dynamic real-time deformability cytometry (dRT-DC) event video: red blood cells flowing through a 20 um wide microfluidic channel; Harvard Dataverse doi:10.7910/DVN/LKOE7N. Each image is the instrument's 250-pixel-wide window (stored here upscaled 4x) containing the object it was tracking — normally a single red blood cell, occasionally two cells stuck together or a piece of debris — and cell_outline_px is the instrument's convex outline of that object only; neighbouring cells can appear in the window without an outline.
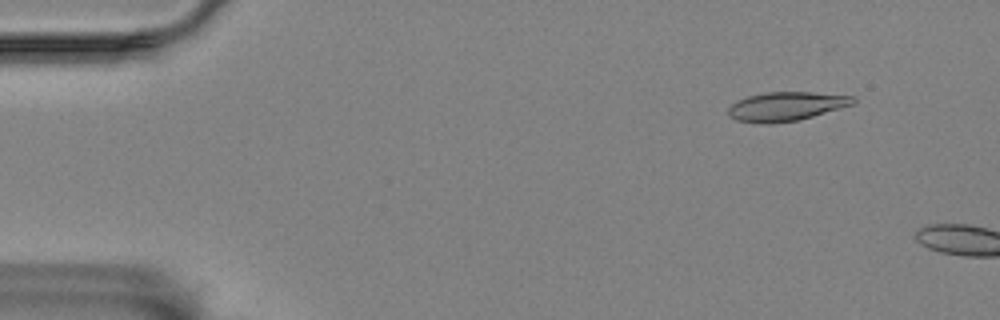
{"species": "Egyptian fruit bat (a non-hibernating species)", "species_latin": "Rousettus aegyptiacus", "temperature_condition": "room temperature", "stored_images_in_passage": 9, "camera_frame_rate_fps": 3000, "um_per_image_px": 0.085, "animal": {"sex": "female"}, "frame": {"image": 1, "passage_image": 6, "time_ms": 1.667, "image_size_px": [1000, 320], "cell_outline_px": [[856, 104], [812, 116], [796, 120], [772, 124], [760, 124], [736, 120], [728, 116], [728, 108], [736, 100], [748, 96], [768, 92], [812, 92], [856, 96]], "centroid_in_image_um": [66.83, 9.04], "position_along_channel_um": 18.2, "area_um2": 21.27}}